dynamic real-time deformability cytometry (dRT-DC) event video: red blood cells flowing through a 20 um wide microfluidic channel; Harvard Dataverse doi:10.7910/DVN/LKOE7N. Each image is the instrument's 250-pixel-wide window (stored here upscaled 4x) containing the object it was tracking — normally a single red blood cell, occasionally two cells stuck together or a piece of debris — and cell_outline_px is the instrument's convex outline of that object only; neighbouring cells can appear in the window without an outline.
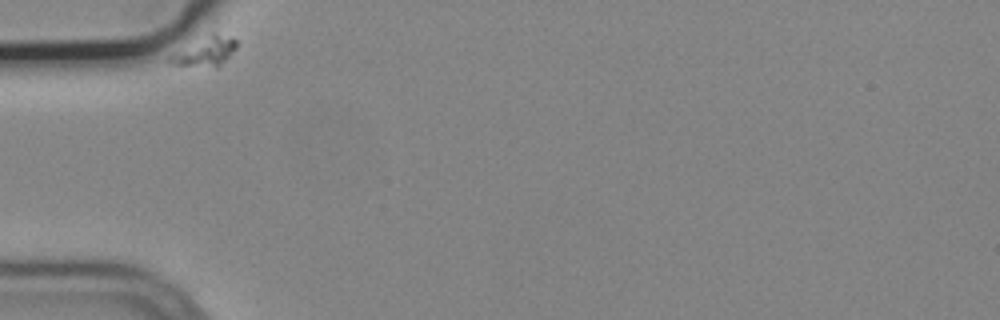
{"species": "common noctule bat (a hibernating species)", "species_latin": "Nyctalus noctula", "temperature_condition": "cold", "stored_images_in_passage": 40, "camera_frame_rate_fps": 3000, "um_per_image_px": 0.085, "animal": {"sex": "male", "body_mass_g": 19.2, "forearm_length_mm": 51.8}, "frame": {"image": 1, "passage_image": 1, "time_ms": 0.0, "image_size_px": [1000, 320], "cell_outline_px": [[236, 48], [216, 68], [168, 64], [164, 60], [168, 56], [212, 32], [232, 36], [236, 40]], "centroid_in_image_um": [17.4, 4.39], "position_along_channel_um": 67.6, "area_um2": 11.39}}
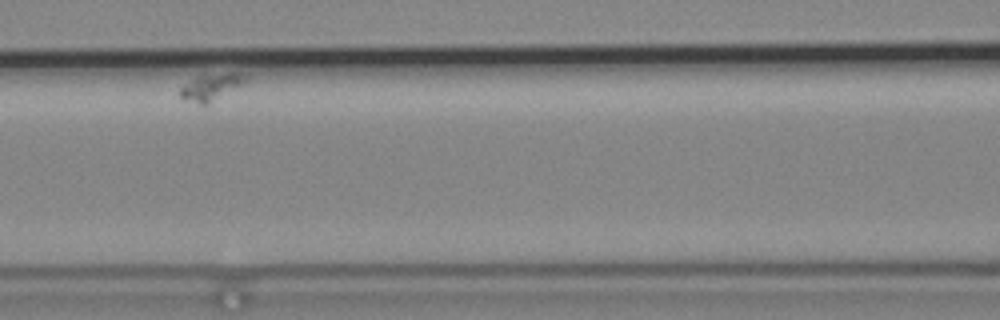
{"frame": {"image": 2, "passage_image": 12, "time_ms": 3.667, "image_size_px": [1000, 320], "cell_outline_px": [[248, 80], [244, 84], [208, 104], [200, 104], [184, 100], [180, 96], [180, 88], [184, 84], [200, 76], [228, 72], [236, 72], [248, 76]], "centroid_in_image_um": [17.98, 7.39], "position_along_channel_um": 148.6, "area_um2": 10.17}}